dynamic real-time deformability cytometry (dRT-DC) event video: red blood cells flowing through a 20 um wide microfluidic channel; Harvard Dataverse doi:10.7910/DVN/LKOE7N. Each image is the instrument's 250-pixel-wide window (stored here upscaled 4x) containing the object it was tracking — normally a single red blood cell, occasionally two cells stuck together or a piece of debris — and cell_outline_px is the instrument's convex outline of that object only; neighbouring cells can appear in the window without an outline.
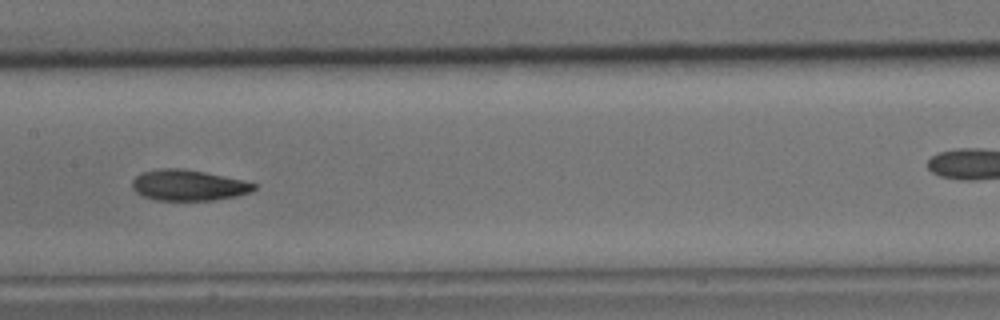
{"species": "common noctule bat (a hibernating species)", "species_latin": "Nyctalus noctula", "temperature_condition": "cold", "stored_images_in_passage": 9, "camera_frame_rate_fps": 3000, "um_per_image_px": 0.085, "animal": {"sex": "male", "body_mass_g": 15.6}, "frame": {"image": 1, "passage_image": 6, "time_ms": 1.667, "image_size_px": [1000, 320], "cell_outline_px": [[256, 188], [252, 192], [236, 196], [212, 200], [156, 200], [144, 196], [136, 192], [132, 188], [132, 180], [136, 176], [144, 172], [160, 168], [184, 168], [244, 180], [256, 184]], "centroid_in_image_um": [16.02, 15.74], "position_along_channel_um": 191.4, "area_um2": 21.85}}
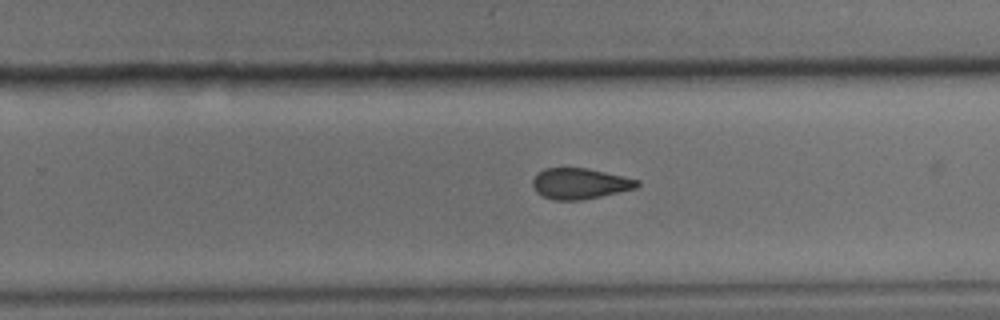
{"frame": {"image": 2, "passage_image": 9, "time_ms": 2.667, "image_size_px": [1000, 320], "cell_outline_px": [[640, 184], [636, 188], [600, 196], [580, 200], [556, 200], [544, 196], [536, 192], [532, 184], [532, 180], [544, 168], [588, 168], [640, 180]], "centroid_in_image_um": [49.3, 15.6], "position_along_channel_um": 280.5, "area_um2": 18.55}}